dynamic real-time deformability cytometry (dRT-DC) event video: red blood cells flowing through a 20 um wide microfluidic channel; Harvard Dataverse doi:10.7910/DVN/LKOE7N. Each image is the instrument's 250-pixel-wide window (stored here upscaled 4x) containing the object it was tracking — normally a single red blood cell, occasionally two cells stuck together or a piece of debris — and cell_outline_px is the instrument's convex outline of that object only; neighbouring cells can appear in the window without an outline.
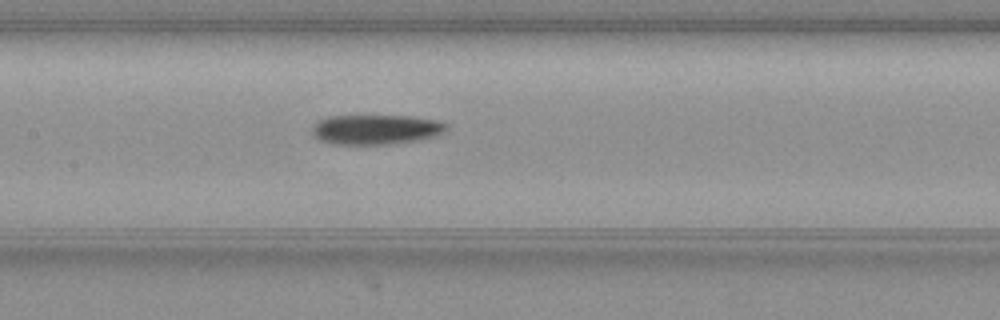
{"species": "common noctule bat (a hibernating species)", "species_latin": "Nyctalus noctula", "temperature_condition": "warm", "stored_images_in_passage": 38, "camera_frame_rate_fps": 3000, "um_per_image_px": 0.085, "animal": {"sex": "female", "body_mass_g": 19.3, "forearm_length_mm": 54.1}, "frame": {"image": 1, "passage_image": 10, "time_ms": 3.0, "image_size_px": [1000, 320], "cell_outline_px": [[448, 128], [432, 136], [416, 140], [388, 144], [332, 144], [320, 140], [312, 132], [312, 128], [320, 120], [328, 116], [412, 116], [440, 120], [448, 124]], "centroid_in_image_um": [31.96, 10.99], "position_along_channel_um": 175.4, "area_um2": 23.06}}
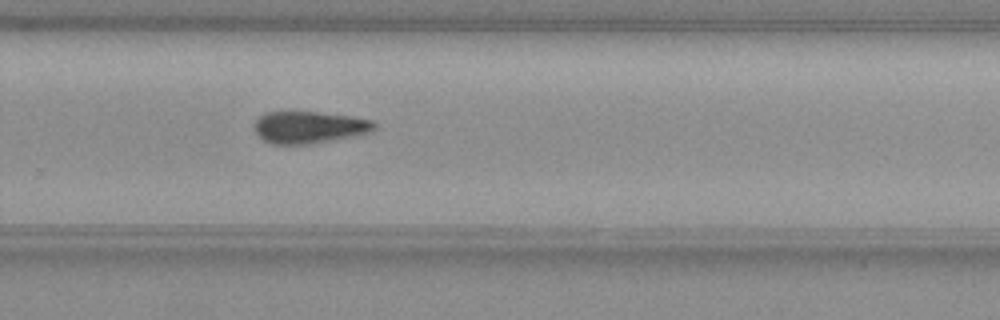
{"frame": {"image": 2, "passage_image": 20, "time_ms": 6.333, "image_size_px": [1000, 320], "cell_outline_px": [[376, 128], [368, 132], [304, 144], [272, 144], [264, 140], [256, 132], [256, 120], [264, 112], [320, 112], [352, 116], [372, 120], [376, 124]], "centroid_in_image_um": [26.25, 10.79], "position_along_channel_um": 303.5, "area_um2": 21.73}}
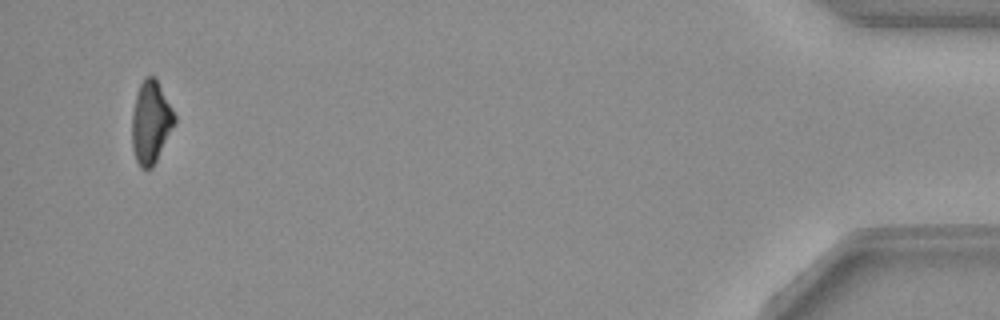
{"frame": {"image": 3, "passage_image": 36, "time_ms": 11.667, "image_size_px": [1000, 320], "cell_outline_px": [[176, 124], [152, 168], [140, 168], [136, 160], [132, 148], [132, 112], [136, 96], [140, 84], [148, 76], [156, 76], [176, 116]], "centroid_in_image_um": [12.83, 10.39], "position_along_channel_um": 422.4, "area_um2": 20.58}}